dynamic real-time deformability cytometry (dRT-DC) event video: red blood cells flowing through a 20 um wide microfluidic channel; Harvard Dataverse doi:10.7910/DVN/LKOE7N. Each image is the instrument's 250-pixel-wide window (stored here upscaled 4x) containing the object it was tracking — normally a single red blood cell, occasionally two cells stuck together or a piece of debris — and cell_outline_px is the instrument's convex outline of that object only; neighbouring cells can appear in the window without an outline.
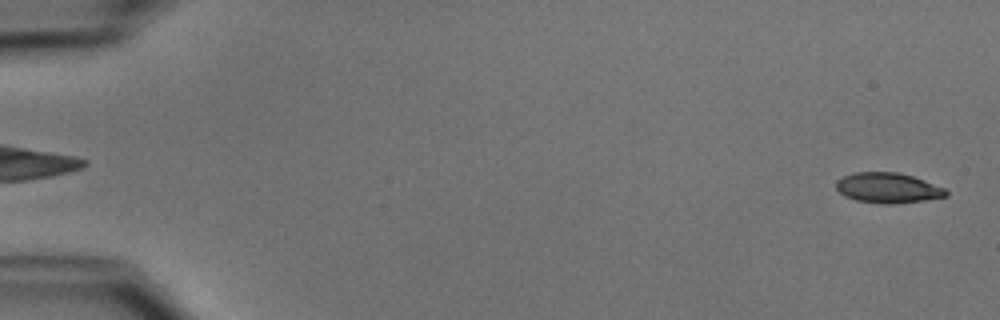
{"species": "common noctule bat (a hibernating species)", "species_latin": "Nyctalus noctula", "temperature_condition": "cold", "stored_images_in_passage": 38, "camera_frame_rate_fps": 3000, "um_per_image_px": 0.085, "animal": {"sex": "male", "body_mass_g": 15.6}, "frame": {"image": 1, "passage_image": 2, "time_ms": 0.333, "image_size_px": [1000, 320], "cell_outline_px": [[948, 196], [924, 200], [892, 204], [884, 204], [856, 200], [844, 196], [836, 188], [836, 180], [844, 176], [856, 172], [896, 172], [912, 176], [924, 180], [944, 188], [948, 192]], "centroid_in_image_um": [75.46, 15.97], "position_along_channel_um": 9.5, "area_um2": 19.25}}
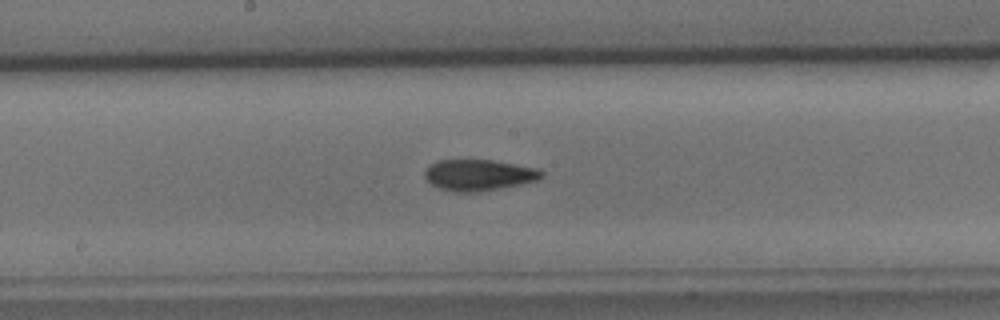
{"frame": {"image": 2, "passage_image": 28, "time_ms": 9.0, "image_size_px": [1000, 320], "cell_outline_px": [[544, 176], [536, 180], [504, 188], [476, 192], [456, 192], [440, 188], [432, 184], [424, 176], [424, 172], [436, 160], [492, 160], [536, 168], [544, 172]], "centroid_in_image_um": [40.71, 14.88], "position_along_channel_um": 207.5, "area_um2": 21.04}}
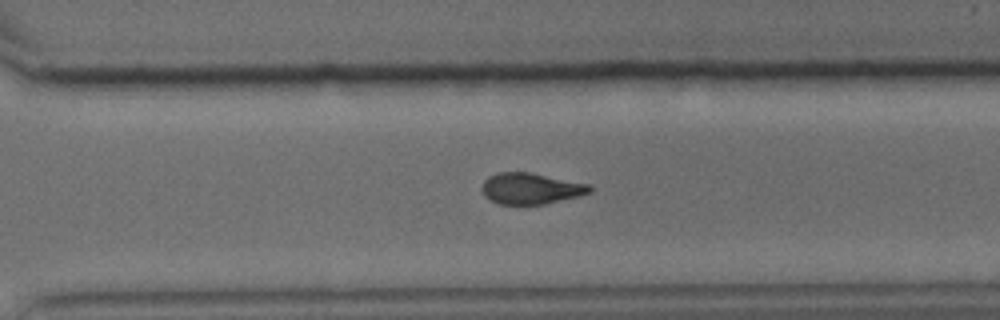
{"frame": {"image": 3, "passage_image": 37, "time_ms": 12.0, "image_size_px": [1000, 320], "cell_outline_px": [[592, 192], [580, 196], [544, 204], [500, 204], [488, 200], [484, 196], [484, 180], [488, 176], [496, 172], [528, 172], [592, 184]], "centroid_in_image_um": [45.16, 16.02], "position_along_channel_um": 325.4, "area_um2": 19.65}}